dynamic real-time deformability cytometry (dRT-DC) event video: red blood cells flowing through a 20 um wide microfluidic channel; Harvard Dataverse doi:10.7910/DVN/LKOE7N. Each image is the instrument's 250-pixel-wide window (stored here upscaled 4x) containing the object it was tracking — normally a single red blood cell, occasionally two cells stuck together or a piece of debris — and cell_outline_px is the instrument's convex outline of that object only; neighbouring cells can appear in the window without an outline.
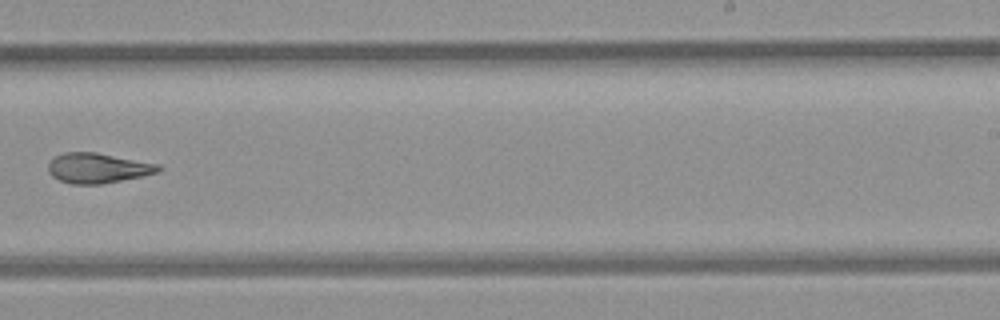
{"species": "common noctule bat (a hibernating species)", "species_latin": "Nyctalus noctula", "temperature_condition": "room temperature", "stored_images_in_passage": 9, "camera_frame_rate_fps": 3000, "um_per_image_px": 0.085, "animal": {"sex": "female", "body_mass_g": 21.9}, "frame": {"image": 1, "passage_image": 9, "time_ms": 2.667, "image_size_px": [1000, 320], "cell_outline_px": [[160, 168], [156, 172], [140, 176], [100, 184], [72, 184], [60, 180], [52, 176], [48, 172], [48, 164], [56, 156], [64, 152], [96, 152], [160, 164]], "centroid_in_image_um": [8.27, 14.27], "position_along_channel_um": 280.7, "area_um2": 19.02}}